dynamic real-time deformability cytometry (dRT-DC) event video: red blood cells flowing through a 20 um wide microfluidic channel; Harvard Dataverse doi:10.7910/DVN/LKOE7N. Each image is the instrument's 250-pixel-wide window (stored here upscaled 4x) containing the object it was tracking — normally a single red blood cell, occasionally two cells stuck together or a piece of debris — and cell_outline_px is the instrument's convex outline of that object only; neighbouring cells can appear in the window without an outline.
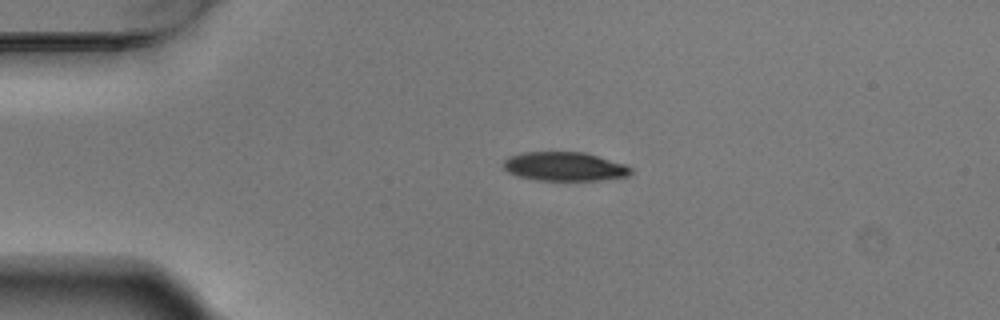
{"species": "Egyptian fruit bat (a non-hibernating species)", "species_latin": "Rousettus aegyptiacus", "temperature_condition": "warm", "stored_images_in_passage": 6, "camera_frame_rate_fps": 3000, "um_per_image_px": 0.085, "animal": {"sex": "male"}, "frame": {"image": 1, "passage_image": 3, "time_ms": 0.667, "image_size_px": [1000, 320], "cell_outline_px": [[632, 172], [628, 176], [600, 180], [536, 180], [516, 176], [508, 172], [500, 164], [508, 156], [524, 152], [584, 152], [624, 164], [632, 168]], "centroid_in_image_um": [47.94, 14.15], "position_along_channel_um": 37.1, "area_um2": 21.56}}
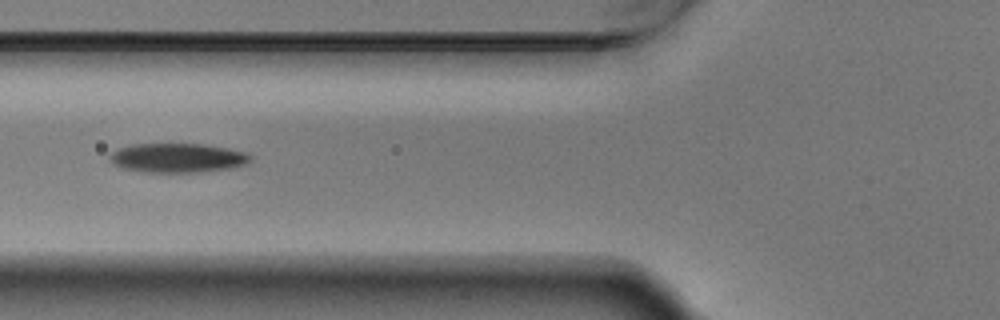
{"frame": {"image": 2, "passage_image": 5, "time_ms": 1.333, "image_size_px": [1000, 320], "cell_outline_px": [[252, 160], [244, 164], [228, 168], [196, 172], [144, 172], [124, 168], [108, 160], [108, 156], [116, 148], [132, 144], [204, 144], [228, 148], [244, 152], [252, 156]], "centroid_in_image_um": [15.05, 13.41], "position_along_channel_um": 110.7, "area_um2": 23.87}}
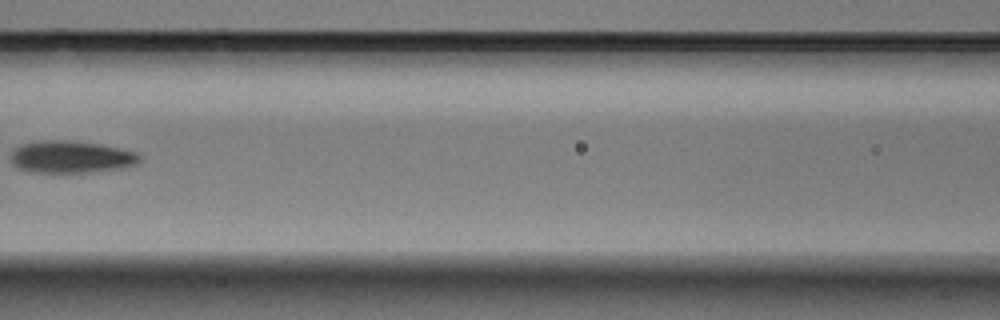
{"frame": {"image": 3, "passage_image": 6, "time_ms": 1.667, "image_size_px": [1000, 320], "cell_outline_px": [[140, 160], [136, 164], [120, 168], [88, 172], [28, 172], [12, 164], [12, 152], [20, 144], [40, 140], [68, 140], [100, 144], [136, 152], [140, 156]], "centroid_in_image_um": [6.02, 13.33], "position_along_channel_um": 160.6, "area_um2": 23.99}}